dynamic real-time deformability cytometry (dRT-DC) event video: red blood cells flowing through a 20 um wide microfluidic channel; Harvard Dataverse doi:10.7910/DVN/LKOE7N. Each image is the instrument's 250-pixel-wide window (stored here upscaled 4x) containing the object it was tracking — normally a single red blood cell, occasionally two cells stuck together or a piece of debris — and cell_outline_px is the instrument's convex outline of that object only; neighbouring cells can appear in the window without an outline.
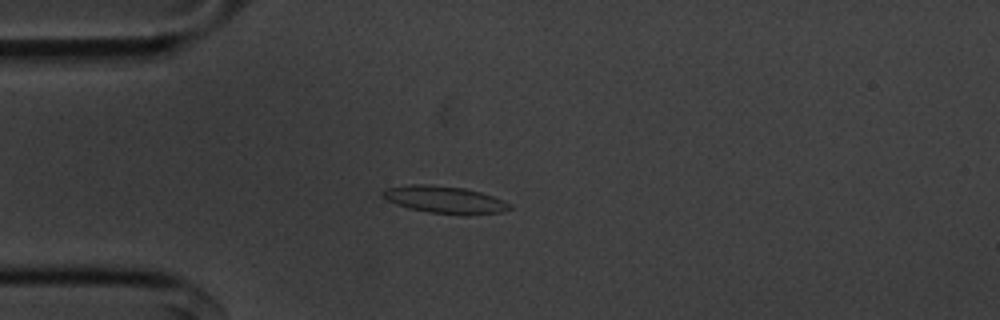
{"species": "common noctule bat (a hibernating species)", "species_latin": "Nyctalus noctula", "temperature_condition": "cold", "stored_images_in_passage": 47, "camera_frame_rate_fps": 3000, "um_per_image_px": 0.085, "animal": {"sex": "male", "body_mass_g": 20.1, "forearm_length_mm": 53.5}, "frame": {"image": 1, "passage_image": 6, "time_ms": 1.667, "image_size_px": [1000, 320], "cell_outline_px": [[512, 208], [500, 212], [468, 216], [428, 212], [408, 208], [396, 204], [380, 196], [380, 192], [384, 188], [412, 184], [432, 184], [464, 188], [480, 192], [504, 200], [512, 204]], "centroid_in_image_um": [37.79, 16.98], "position_along_channel_um": 47.2, "area_um2": 20.52}}
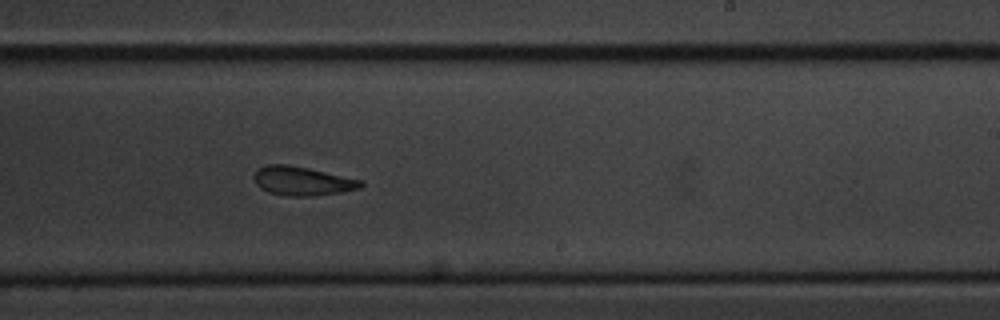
{"frame": {"image": 2, "passage_image": 25, "time_ms": 8.0, "image_size_px": [1000, 320], "cell_outline_px": [[364, 184], [360, 188], [340, 192], [312, 196], [284, 196], [268, 192], [260, 188], [256, 184], [252, 176], [264, 164], [288, 164], [308, 168], [364, 180]], "centroid_in_image_um": [25.68, 15.38], "position_along_channel_um": 263.3, "area_um2": 18.15}}
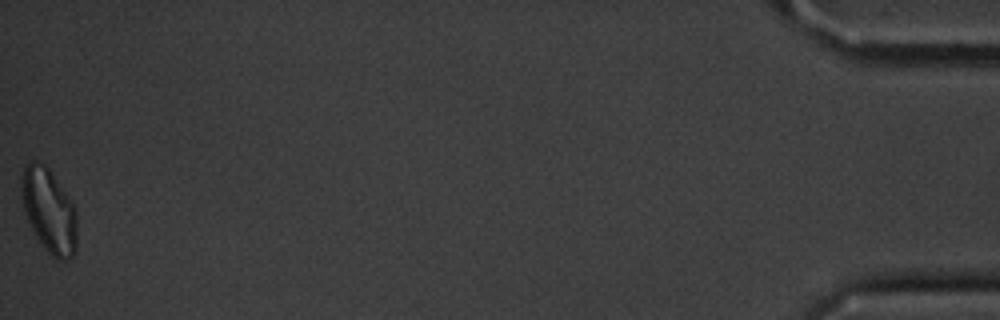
{"frame": {"image": 3, "passage_image": 47, "time_ms": 15.333, "image_size_px": [1000, 320], "cell_outline_px": [[76, 252], [68, 260], [60, 260], [52, 256], [44, 248], [36, 236], [24, 212], [24, 164], [32, 160], [36, 160], [44, 164], [48, 168], [76, 208]], "centroid_in_image_um": [4.21, 17.95], "position_along_channel_um": 431.0, "area_um2": 26.53}, "authors_computed_cell_mechanics": {"area_um2": 19.0162, "velocity_mm_per_s": 3.619, "shape_relaxation_time_tau1_ms": 3.3782, "shape_relaxation_time_tau2_ms": 2.2361, "deformation_change_tau1": 0.1271, "deformation_change_tau2": 0.0853}}